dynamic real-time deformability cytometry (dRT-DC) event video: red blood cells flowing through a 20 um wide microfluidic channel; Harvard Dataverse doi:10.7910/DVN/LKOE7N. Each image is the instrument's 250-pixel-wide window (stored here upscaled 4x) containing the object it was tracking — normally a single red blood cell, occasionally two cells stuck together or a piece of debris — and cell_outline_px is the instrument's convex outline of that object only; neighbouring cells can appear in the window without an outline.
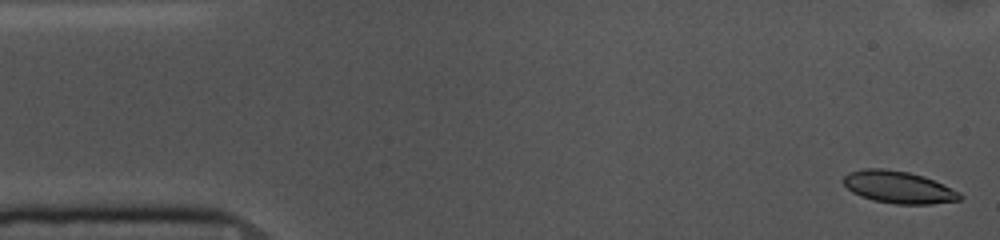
{"species": "common noctule bat (a hibernating species)", "species_latin": "Nyctalus noctula", "temperature_condition": "cold", "stored_images_in_passage": 53, "camera_frame_rate_fps": 3000, "um_per_image_px": 0.085, "animal": {"sex": "female", "body_mass_g": 10.0, "forearm_length_mm": 53.1}, "frame": {"image": 1, "passage_image": 1, "time_ms": 0.0, "image_size_px": [1000, 240], "cell_outline_px": [[964, 196], [960, 200], [932, 204], [896, 204], [872, 200], [860, 196], [852, 192], [844, 184], [844, 176], [848, 172], [864, 168], [880, 168], [908, 172], [924, 176], [944, 184], [960, 192]], "centroid_in_image_um": [76.39, 15.91], "position_along_channel_um": 8.6, "area_um2": 21.96}}
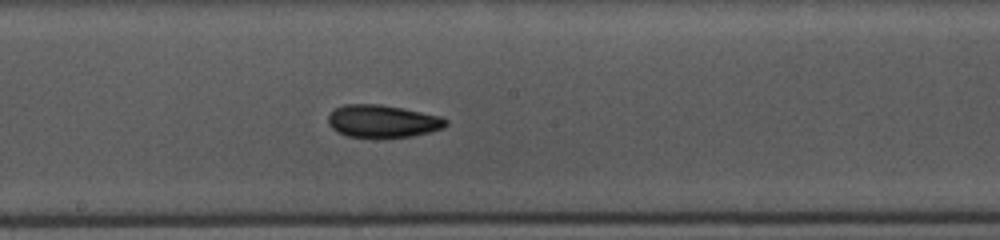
{"frame": {"image": 2, "passage_image": 27, "time_ms": 8.667, "image_size_px": [1000, 240], "cell_outline_px": [[448, 124], [444, 128], [412, 136], [348, 136], [336, 132], [328, 124], [328, 116], [336, 108], [344, 104], [380, 104], [404, 108], [440, 116], [448, 120]], "centroid_in_image_um": [32.53, 10.28], "position_along_channel_um": 215.7, "area_um2": 22.08}}
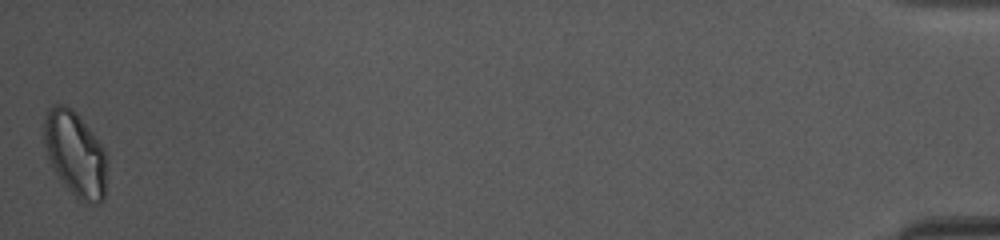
{"frame": {"image": 3, "passage_image": 53, "time_ms": 17.333, "image_size_px": [1000, 240], "cell_outline_px": [[108, 156], [104, 200], [100, 204], [84, 204], [64, 184], [56, 172], [48, 156], [44, 144], [44, 120], [48, 108], [52, 104], [64, 104], [72, 108], [80, 116], [104, 148]], "centroid_in_image_um": [6.44, 13.08], "position_along_channel_um": 428.8, "area_um2": 31.44}, "authors_computed_cell_mechanics": {"area_um2": 22.3686, "velocity_mm_per_s": 3.6343, "shape_relaxation_time_tau1_ms": 3.8094, "shape_relaxation_time_tau2_ms": 2.878, "deformation_change_tau1": 0.1032, "deformation_change_tau2": 0.0792}}